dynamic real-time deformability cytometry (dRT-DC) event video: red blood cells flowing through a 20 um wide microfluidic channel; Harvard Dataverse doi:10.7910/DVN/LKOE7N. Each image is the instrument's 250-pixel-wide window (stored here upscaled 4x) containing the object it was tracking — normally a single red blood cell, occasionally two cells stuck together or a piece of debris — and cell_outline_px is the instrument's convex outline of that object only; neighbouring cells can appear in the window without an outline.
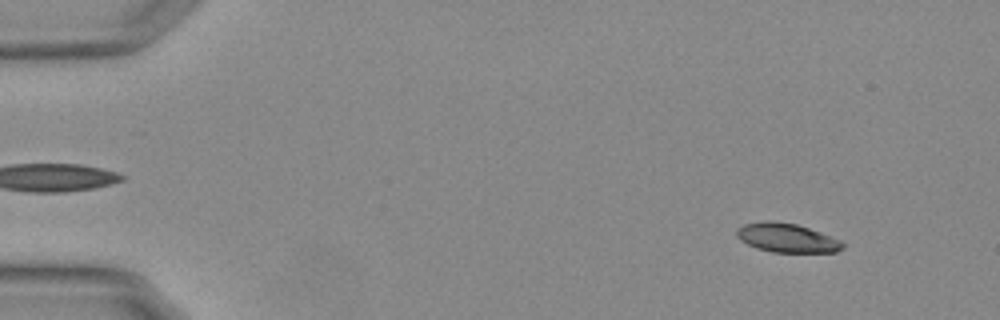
{"species": "Egyptian fruit bat (a non-hibernating species)", "species_latin": "Rousettus aegyptiacus", "temperature_condition": "warm", "stored_images_in_passage": 54, "camera_frame_rate_fps": 3000, "um_per_image_px": 0.085, "animal": {"sex": "female"}, "frame": {"image": 1, "passage_image": 5, "time_ms": 1.333, "image_size_px": [1000, 320], "cell_outline_px": [[844, 248], [836, 252], [772, 252], [756, 248], [740, 240], [736, 236], [736, 228], [744, 224], [764, 220], [772, 220], [796, 224], [820, 232], [840, 240], [844, 244]], "centroid_in_image_um": [66.85, 20.21], "position_along_channel_um": 18.2, "area_um2": 17.98}}
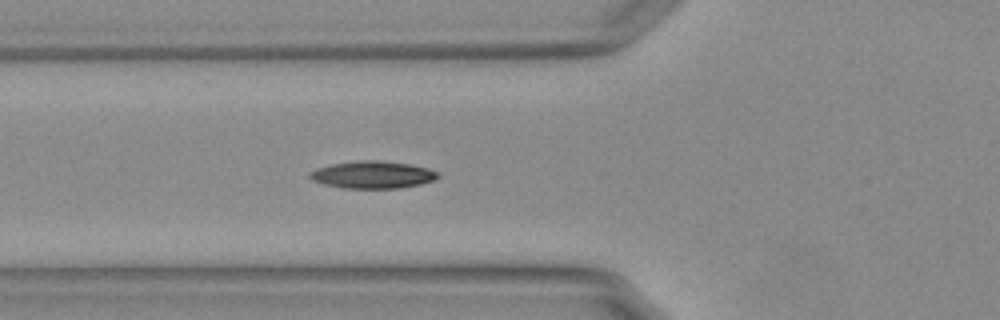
{"frame": {"image": 2, "passage_image": 20, "time_ms": 6.333, "image_size_px": [1000, 320], "cell_outline_px": [[440, 176], [436, 180], [420, 184], [400, 188], [344, 188], [324, 184], [312, 180], [308, 176], [308, 172], [316, 168], [332, 164], [360, 160], [380, 160], [408, 164], [428, 168], [440, 172]], "centroid_in_image_um": [31.69, 14.85], "position_along_channel_um": 94.1, "area_um2": 20.52}}
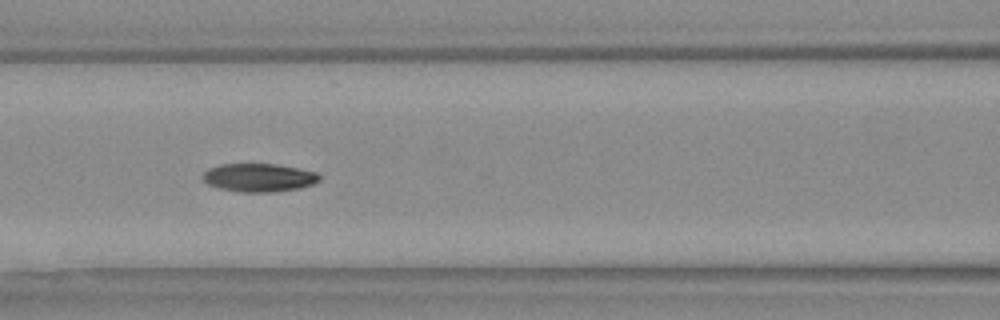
{"frame": {"image": 3, "passage_image": 24, "time_ms": 7.667, "image_size_px": [1000, 320], "cell_outline_px": [[320, 180], [312, 184], [300, 188], [272, 192], [240, 192], [220, 188], [208, 184], [204, 180], [204, 172], [208, 168], [220, 164], [276, 164], [316, 172], [320, 176]], "centroid_in_image_um": [22.01, 15.09], "position_along_channel_um": 144.6, "area_um2": 19.07}, "authors_computed_cell_mechanics": {"area_um2": 19.1318, "velocity_mm_per_s": 3.7478, "shape_relaxation_time_tau1_ms": 8.5957, "shape_relaxation_time_tau2_ms": 4.3907, "deformation_change_tau1": 0.2482, "deformation_change_tau2": 0.0785}}